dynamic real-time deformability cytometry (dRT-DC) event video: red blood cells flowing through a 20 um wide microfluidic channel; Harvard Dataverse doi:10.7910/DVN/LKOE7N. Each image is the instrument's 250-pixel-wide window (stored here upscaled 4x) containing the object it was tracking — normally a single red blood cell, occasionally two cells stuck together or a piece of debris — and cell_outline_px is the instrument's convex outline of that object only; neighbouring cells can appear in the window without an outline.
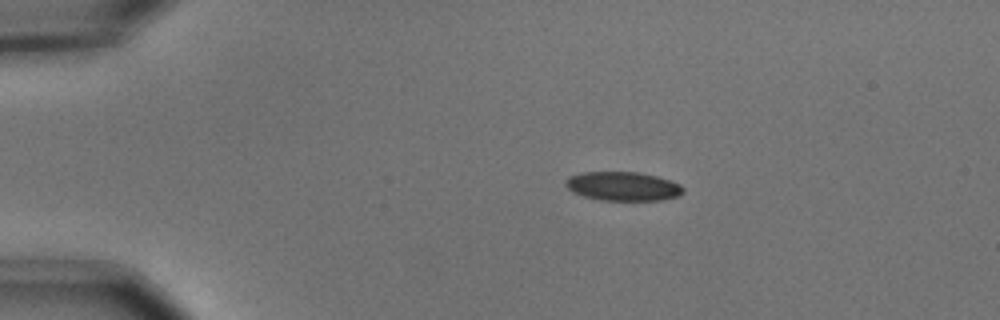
{"species": "common noctule bat (a hibernating species)", "species_latin": "Nyctalus noctula", "temperature_condition": "cold", "stored_images_in_passage": 3, "camera_frame_rate_fps": 3000, "um_per_image_px": 0.085, "animal": {"sex": "male", "body_mass_g": 15.6}, "frame": {"image": 1, "passage_image": 1, "time_ms": 0.0, "image_size_px": [1000, 320], "cell_outline_px": [[684, 192], [680, 196], [660, 200], [600, 200], [584, 196], [572, 192], [564, 184], [564, 180], [568, 176], [584, 172], [640, 172], [656, 176], [680, 184], [684, 188]], "centroid_in_image_um": [52.94, 15.83], "position_along_channel_um": 32.1, "area_um2": 19.94}}
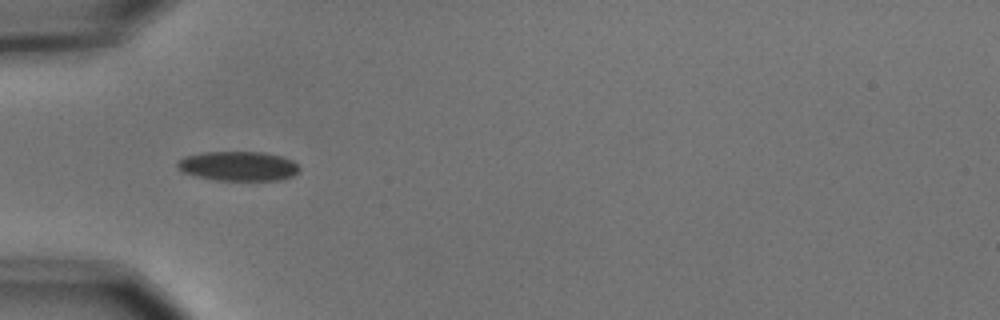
{"frame": {"image": 2, "passage_image": 3, "time_ms": 0.667, "image_size_px": [1000, 320], "cell_outline_px": [[300, 168], [292, 176], [280, 180], [216, 180], [196, 176], [184, 172], [176, 168], [176, 164], [184, 156], [204, 152], [264, 152], [280, 156], [292, 160]], "centroid_in_image_um": [20.23, 14.11], "position_along_channel_um": 64.8, "area_um2": 20.87}}